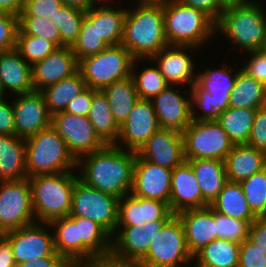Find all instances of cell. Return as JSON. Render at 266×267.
Returning a JSON list of instances; mask_svg holds the SVG:
<instances>
[{
    "instance_id": "cell-1",
    "label": "cell",
    "mask_w": 266,
    "mask_h": 267,
    "mask_svg": "<svg viewBox=\"0 0 266 267\" xmlns=\"http://www.w3.org/2000/svg\"><path fill=\"white\" fill-rule=\"evenodd\" d=\"M121 148L118 143L106 144L100 150L82 156L77 161V166L83 167L79 179L119 199L130 194L137 152Z\"/></svg>"
},
{
    "instance_id": "cell-2",
    "label": "cell",
    "mask_w": 266,
    "mask_h": 267,
    "mask_svg": "<svg viewBox=\"0 0 266 267\" xmlns=\"http://www.w3.org/2000/svg\"><path fill=\"white\" fill-rule=\"evenodd\" d=\"M124 18L122 45L134 59H151L168 46L164 32L163 2H138Z\"/></svg>"
},
{
    "instance_id": "cell-3",
    "label": "cell",
    "mask_w": 266,
    "mask_h": 267,
    "mask_svg": "<svg viewBox=\"0 0 266 267\" xmlns=\"http://www.w3.org/2000/svg\"><path fill=\"white\" fill-rule=\"evenodd\" d=\"M78 179L79 175L76 176L72 171L29 178L36 222L50 223L54 219L69 216L73 188Z\"/></svg>"
},
{
    "instance_id": "cell-4",
    "label": "cell",
    "mask_w": 266,
    "mask_h": 267,
    "mask_svg": "<svg viewBox=\"0 0 266 267\" xmlns=\"http://www.w3.org/2000/svg\"><path fill=\"white\" fill-rule=\"evenodd\" d=\"M25 149L28 178L68 172L77 166L65 141L52 125L26 138Z\"/></svg>"
},
{
    "instance_id": "cell-5",
    "label": "cell",
    "mask_w": 266,
    "mask_h": 267,
    "mask_svg": "<svg viewBox=\"0 0 266 267\" xmlns=\"http://www.w3.org/2000/svg\"><path fill=\"white\" fill-rule=\"evenodd\" d=\"M163 18L169 45L199 47L216 31V23L208 15L179 0L163 1Z\"/></svg>"
},
{
    "instance_id": "cell-6",
    "label": "cell",
    "mask_w": 266,
    "mask_h": 267,
    "mask_svg": "<svg viewBox=\"0 0 266 267\" xmlns=\"http://www.w3.org/2000/svg\"><path fill=\"white\" fill-rule=\"evenodd\" d=\"M256 1L226 7L215 30L225 34L243 51L262 50L266 39V13Z\"/></svg>"
},
{
    "instance_id": "cell-7",
    "label": "cell",
    "mask_w": 266,
    "mask_h": 267,
    "mask_svg": "<svg viewBox=\"0 0 266 267\" xmlns=\"http://www.w3.org/2000/svg\"><path fill=\"white\" fill-rule=\"evenodd\" d=\"M191 87L192 119L195 121L216 120L223 110L229 107L231 91L234 88L237 73L231 75L228 65L219 70L207 69L197 74ZM195 105V106H194ZM196 106L203 110L197 115Z\"/></svg>"
},
{
    "instance_id": "cell-8",
    "label": "cell",
    "mask_w": 266,
    "mask_h": 267,
    "mask_svg": "<svg viewBox=\"0 0 266 267\" xmlns=\"http://www.w3.org/2000/svg\"><path fill=\"white\" fill-rule=\"evenodd\" d=\"M133 61L130 51L122 44L108 46L98 54L80 60L78 71L87 87L102 90L130 77Z\"/></svg>"
},
{
    "instance_id": "cell-9",
    "label": "cell",
    "mask_w": 266,
    "mask_h": 267,
    "mask_svg": "<svg viewBox=\"0 0 266 267\" xmlns=\"http://www.w3.org/2000/svg\"><path fill=\"white\" fill-rule=\"evenodd\" d=\"M186 160L225 161L234 144L216 120H193L182 132Z\"/></svg>"
},
{
    "instance_id": "cell-10",
    "label": "cell",
    "mask_w": 266,
    "mask_h": 267,
    "mask_svg": "<svg viewBox=\"0 0 266 267\" xmlns=\"http://www.w3.org/2000/svg\"><path fill=\"white\" fill-rule=\"evenodd\" d=\"M119 198L86 185L78 179L72 195L70 216L88 218L102 226L112 237L118 220Z\"/></svg>"
},
{
    "instance_id": "cell-11",
    "label": "cell",
    "mask_w": 266,
    "mask_h": 267,
    "mask_svg": "<svg viewBox=\"0 0 266 267\" xmlns=\"http://www.w3.org/2000/svg\"><path fill=\"white\" fill-rule=\"evenodd\" d=\"M192 259L184 226L178 215L174 214L155 234L146 255L138 263L180 267L181 263L188 265Z\"/></svg>"
},
{
    "instance_id": "cell-12",
    "label": "cell",
    "mask_w": 266,
    "mask_h": 267,
    "mask_svg": "<svg viewBox=\"0 0 266 267\" xmlns=\"http://www.w3.org/2000/svg\"><path fill=\"white\" fill-rule=\"evenodd\" d=\"M0 185V234L36 222L29 178Z\"/></svg>"
},
{
    "instance_id": "cell-13",
    "label": "cell",
    "mask_w": 266,
    "mask_h": 267,
    "mask_svg": "<svg viewBox=\"0 0 266 267\" xmlns=\"http://www.w3.org/2000/svg\"><path fill=\"white\" fill-rule=\"evenodd\" d=\"M52 126L76 161L106 145L95 133L88 117L59 112L52 116Z\"/></svg>"
},
{
    "instance_id": "cell-14",
    "label": "cell",
    "mask_w": 266,
    "mask_h": 267,
    "mask_svg": "<svg viewBox=\"0 0 266 267\" xmlns=\"http://www.w3.org/2000/svg\"><path fill=\"white\" fill-rule=\"evenodd\" d=\"M34 222L22 228L8 231L4 235L10 240L11 250L17 266L44 256H60L54 247V234Z\"/></svg>"
},
{
    "instance_id": "cell-15",
    "label": "cell",
    "mask_w": 266,
    "mask_h": 267,
    "mask_svg": "<svg viewBox=\"0 0 266 267\" xmlns=\"http://www.w3.org/2000/svg\"><path fill=\"white\" fill-rule=\"evenodd\" d=\"M172 169L143 160L137 153L133 166L131 194L169 204Z\"/></svg>"
},
{
    "instance_id": "cell-16",
    "label": "cell",
    "mask_w": 266,
    "mask_h": 267,
    "mask_svg": "<svg viewBox=\"0 0 266 267\" xmlns=\"http://www.w3.org/2000/svg\"><path fill=\"white\" fill-rule=\"evenodd\" d=\"M14 100L12 107L17 137L26 139L52 125V115L40 91L19 94Z\"/></svg>"
},
{
    "instance_id": "cell-17",
    "label": "cell",
    "mask_w": 266,
    "mask_h": 267,
    "mask_svg": "<svg viewBox=\"0 0 266 267\" xmlns=\"http://www.w3.org/2000/svg\"><path fill=\"white\" fill-rule=\"evenodd\" d=\"M159 129L152 101L138 99L128 118L120 126L117 141L127 145L126 149L129 151L138 152Z\"/></svg>"
},
{
    "instance_id": "cell-18",
    "label": "cell",
    "mask_w": 266,
    "mask_h": 267,
    "mask_svg": "<svg viewBox=\"0 0 266 267\" xmlns=\"http://www.w3.org/2000/svg\"><path fill=\"white\" fill-rule=\"evenodd\" d=\"M168 220L144 223L142 226H122L115 229L117 235L111 239V253L121 259L139 262L147 253L151 240ZM121 229V231H118Z\"/></svg>"
},
{
    "instance_id": "cell-19",
    "label": "cell",
    "mask_w": 266,
    "mask_h": 267,
    "mask_svg": "<svg viewBox=\"0 0 266 267\" xmlns=\"http://www.w3.org/2000/svg\"><path fill=\"white\" fill-rule=\"evenodd\" d=\"M78 69L79 62L72 47H58L47 57L31 66L34 91H41L52 84L69 78L76 74Z\"/></svg>"
},
{
    "instance_id": "cell-20",
    "label": "cell",
    "mask_w": 266,
    "mask_h": 267,
    "mask_svg": "<svg viewBox=\"0 0 266 267\" xmlns=\"http://www.w3.org/2000/svg\"><path fill=\"white\" fill-rule=\"evenodd\" d=\"M137 154L143 160L173 169L186 161L182 133L160 128L147 140Z\"/></svg>"
},
{
    "instance_id": "cell-21",
    "label": "cell",
    "mask_w": 266,
    "mask_h": 267,
    "mask_svg": "<svg viewBox=\"0 0 266 267\" xmlns=\"http://www.w3.org/2000/svg\"><path fill=\"white\" fill-rule=\"evenodd\" d=\"M41 224L55 228L53 233L55 251L70 266H81L96 256L79 238L77 216L69 215Z\"/></svg>"
},
{
    "instance_id": "cell-22",
    "label": "cell",
    "mask_w": 266,
    "mask_h": 267,
    "mask_svg": "<svg viewBox=\"0 0 266 267\" xmlns=\"http://www.w3.org/2000/svg\"><path fill=\"white\" fill-rule=\"evenodd\" d=\"M168 85L151 101L162 129H171L182 133L193 121L192 98L187 99Z\"/></svg>"
},
{
    "instance_id": "cell-23",
    "label": "cell",
    "mask_w": 266,
    "mask_h": 267,
    "mask_svg": "<svg viewBox=\"0 0 266 267\" xmlns=\"http://www.w3.org/2000/svg\"><path fill=\"white\" fill-rule=\"evenodd\" d=\"M119 199L116 228L121 226H142L157 220H169L174 214L169 204L128 194Z\"/></svg>"
},
{
    "instance_id": "cell-24",
    "label": "cell",
    "mask_w": 266,
    "mask_h": 267,
    "mask_svg": "<svg viewBox=\"0 0 266 267\" xmlns=\"http://www.w3.org/2000/svg\"><path fill=\"white\" fill-rule=\"evenodd\" d=\"M210 204L203 198L192 167L185 161L172 169L169 206L173 214L201 209Z\"/></svg>"
},
{
    "instance_id": "cell-25",
    "label": "cell",
    "mask_w": 266,
    "mask_h": 267,
    "mask_svg": "<svg viewBox=\"0 0 266 267\" xmlns=\"http://www.w3.org/2000/svg\"><path fill=\"white\" fill-rule=\"evenodd\" d=\"M195 49L193 46L168 45L150 60L155 61L160 72L166 79L169 85H177L187 83L192 87L196 82L195 71L196 67L193 64L191 56L184 52L185 49Z\"/></svg>"
},
{
    "instance_id": "cell-26",
    "label": "cell",
    "mask_w": 266,
    "mask_h": 267,
    "mask_svg": "<svg viewBox=\"0 0 266 267\" xmlns=\"http://www.w3.org/2000/svg\"><path fill=\"white\" fill-rule=\"evenodd\" d=\"M177 215L184 226L187 247L192 256L216 239L214 209L210 205L185 210Z\"/></svg>"
},
{
    "instance_id": "cell-27",
    "label": "cell",
    "mask_w": 266,
    "mask_h": 267,
    "mask_svg": "<svg viewBox=\"0 0 266 267\" xmlns=\"http://www.w3.org/2000/svg\"><path fill=\"white\" fill-rule=\"evenodd\" d=\"M0 81L4 92L19 95L34 91L31 65L16 49L0 52Z\"/></svg>"
},
{
    "instance_id": "cell-28",
    "label": "cell",
    "mask_w": 266,
    "mask_h": 267,
    "mask_svg": "<svg viewBox=\"0 0 266 267\" xmlns=\"http://www.w3.org/2000/svg\"><path fill=\"white\" fill-rule=\"evenodd\" d=\"M227 179L241 182L266 168V153L247 144L234 145L225 159Z\"/></svg>"
},
{
    "instance_id": "cell-29",
    "label": "cell",
    "mask_w": 266,
    "mask_h": 267,
    "mask_svg": "<svg viewBox=\"0 0 266 267\" xmlns=\"http://www.w3.org/2000/svg\"><path fill=\"white\" fill-rule=\"evenodd\" d=\"M25 178V139L16 135H0V184Z\"/></svg>"
},
{
    "instance_id": "cell-30",
    "label": "cell",
    "mask_w": 266,
    "mask_h": 267,
    "mask_svg": "<svg viewBox=\"0 0 266 267\" xmlns=\"http://www.w3.org/2000/svg\"><path fill=\"white\" fill-rule=\"evenodd\" d=\"M192 167L203 198L211 204L228 181L225 161L216 159L186 160Z\"/></svg>"
},
{
    "instance_id": "cell-31",
    "label": "cell",
    "mask_w": 266,
    "mask_h": 267,
    "mask_svg": "<svg viewBox=\"0 0 266 267\" xmlns=\"http://www.w3.org/2000/svg\"><path fill=\"white\" fill-rule=\"evenodd\" d=\"M127 12L125 9H113L112 6H97L94 4L86 10V15L96 23L98 36L108 46H116L122 43L124 18Z\"/></svg>"
},
{
    "instance_id": "cell-32",
    "label": "cell",
    "mask_w": 266,
    "mask_h": 267,
    "mask_svg": "<svg viewBox=\"0 0 266 267\" xmlns=\"http://www.w3.org/2000/svg\"><path fill=\"white\" fill-rule=\"evenodd\" d=\"M266 106V85L248 76L241 69L237 71L234 88L231 91L229 107L257 110Z\"/></svg>"
},
{
    "instance_id": "cell-33",
    "label": "cell",
    "mask_w": 266,
    "mask_h": 267,
    "mask_svg": "<svg viewBox=\"0 0 266 267\" xmlns=\"http://www.w3.org/2000/svg\"><path fill=\"white\" fill-rule=\"evenodd\" d=\"M210 206L215 211L232 218L246 221H254L257 218L251 211L239 182L228 180Z\"/></svg>"
},
{
    "instance_id": "cell-34",
    "label": "cell",
    "mask_w": 266,
    "mask_h": 267,
    "mask_svg": "<svg viewBox=\"0 0 266 267\" xmlns=\"http://www.w3.org/2000/svg\"><path fill=\"white\" fill-rule=\"evenodd\" d=\"M88 119L105 144H117L120 126L114 120L108 99L102 90L94 93Z\"/></svg>"
},
{
    "instance_id": "cell-35",
    "label": "cell",
    "mask_w": 266,
    "mask_h": 267,
    "mask_svg": "<svg viewBox=\"0 0 266 267\" xmlns=\"http://www.w3.org/2000/svg\"><path fill=\"white\" fill-rule=\"evenodd\" d=\"M240 243L215 239L194 256L195 267H238Z\"/></svg>"
},
{
    "instance_id": "cell-36",
    "label": "cell",
    "mask_w": 266,
    "mask_h": 267,
    "mask_svg": "<svg viewBox=\"0 0 266 267\" xmlns=\"http://www.w3.org/2000/svg\"><path fill=\"white\" fill-rule=\"evenodd\" d=\"M86 83L78 71L73 76L52 84L40 92L44 96L49 113L64 112L68 104L78 96L85 88Z\"/></svg>"
},
{
    "instance_id": "cell-37",
    "label": "cell",
    "mask_w": 266,
    "mask_h": 267,
    "mask_svg": "<svg viewBox=\"0 0 266 267\" xmlns=\"http://www.w3.org/2000/svg\"><path fill=\"white\" fill-rule=\"evenodd\" d=\"M108 99L111 113L119 126L128 118L139 99L133 78L114 82L102 89Z\"/></svg>"
},
{
    "instance_id": "cell-38",
    "label": "cell",
    "mask_w": 266,
    "mask_h": 267,
    "mask_svg": "<svg viewBox=\"0 0 266 267\" xmlns=\"http://www.w3.org/2000/svg\"><path fill=\"white\" fill-rule=\"evenodd\" d=\"M256 110L228 107L216 121L221 125L234 145L247 144Z\"/></svg>"
},
{
    "instance_id": "cell-39",
    "label": "cell",
    "mask_w": 266,
    "mask_h": 267,
    "mask_svg": "<svg viewBox=\"0 0 266 267\" xmlns=\"http://www.w3.org/2000/svg\"><path fill=\"white\" fill-rule=\"evenodd\" d=\"M86 11L71 5H61L50 20L60 32V47L70 46L77 41Z\"/></svg>"
},
{
    "instance_id": "cell-40",
    "label": "cell",
    "mask_w": 266,
    "mask_h": 267,
    "mask_svg": "<svg viewBox=\"0 0 266 267\" xmlns=\"http://www.w3.org/2000/svg\"><path fill=\"white\" fill-rule=\"evenodd\" d=\"M78 232L81 241L96 255H107L111 253L112 236L98 223L78 217Z\"/></svg>"
},
{
    "instance_id": "cell-41",
    "label": "cell",
    "mask_w": 266,
    "mask_h": 267,
    "mask_svg": "<svg viewBox=\"0 0 266 267\" xmlns=\"http://www.w3.org/2000/svg\"><path fill=\"white\" fill-rule=\"evenodd\" d=\"M137 60L134 59L131 69V77L134 80L137 96L139 99L152 100L161 91H163L169 84L157 67L144 68L140 73L134 71ZM135 72V73H134Z\"/></svg>"
},
{
    "instance_id": "cell-42",
    "label": "cell",
    "mask_w": 266,
    "mask_h": 267,
    "mask_svg": "<svg viewBox=\"0 0 266 267\" xmlns=\"http://www.w3.org/2000/svg\"><path fill=\"white\" fill-rule=\"evenodd\" d=\"M108 45L96 32V23L85 15L77 41L72 45L77 61L98 54Z\"/></svg>"
},
{
    "instance_id": "cell-43",
    "label": "cell",
    "mask_w": 266,
    "mask_h": 267,
    "mask_svg": "<svg viewBox=\"0 0 266 267\" xmlns=\"http://www.w3.org/2000/svg\"><path fill=\"white\" fill-rule=\"evenodd\" d=\"M57 48L50 40L26 35L20 29L18 30L15 49L31 66L47 57Z\"/></svg>"
},
{
    "instance_id": "cell-44",
    "label": "cell",
    "mask_w": 266,
    "mask_h": 267,
    "mask_svg": "<svg viewBox=\"0 0 266 267\" xmlns=\"http://www.w3.org/2000/svg\"><path fill=\"white\" fill-rule=\"evenodd\" d=\"M251 211L257 217H265L266 168L240 182Z\"/></svg>"
},
{
    "instance_id": "cell-45",
    "label": "cell",
    "mask_w": 266,
    "mask_h": 267,
    "mask_svg": "<svg viewBox=\"0 0 266 267\" xmlns=\"http://www.w3.org/2000/svg\"><path fill=\"white\" fill-rule=\"evenodd\" d=\"M214 220L216 239H225L240 244L248 238L250 225L253 222L232 218L215 210Z\"/></svg>"
},
{
    "instance_id": "cell-46",
    "label": "cell",
    "mask_w": 266,
    "mask_h": 267,
    "mask_svg": "<svg viewBox=\"0 0 266 267\" xmlns=\"http://www.w3.org/2000/svg\"><path fill=\"white\" fill-rule=\"evenodd\" d=\"M19 29L26 35L43 37L60 47V32L50 20L37 16H18Z\"/></svg>"
},
{
    "instance_id": "cell-47",
    "label": "cell",
    "mask_w": 266,
    "mask_h": 267,
    "mask_svg": "<svg viewBox=\"0 0 266 267\" xmlns=\"http://www.w3.org/2000/svg\"><path fill=\"white\" fill-rule=\"evenodd\" d=\"M18 30L19 17L0 11V52L16 48Z\"/></svg>"
},
{
    "instance_id": "cell-48",
    "label": "cell",
    "mask_w": 266,
    "mask_h": 267,
    "mask_svg": "<svg viewBox=\"0 0 266 267\" xmlns=\"http://www.w3.org/2000/svg\"><path fill=\"white\" fill-rule=\"evenodd\" d=\"M62 4L61 0H25L19 16H37L46 19L53 18Z\"/></svg>"
},
{
    "instance_id": "cell-49",
    "label": "cell",
    "mask_w": 266,
    "mask_h": 267,
    "mask_svg": "<svg viewBox=\"0 0 266 267\" xmlns=\"http://www.w3.org/2000/svg\"><path fill=\"white\" fill-rule=\"evenodd\" d=\"M266 252L253 244L248 238L240 244L238 267H265Z\"/></svg>"
},
{
    "instance_id": "cell-50",
    "label": "cell",
    "mask_w": 266,
    "mask_h": 267,
    "mask_svg": "<svg viewBox=\"0 0 266 267\" xmlns=\"http://www.w3.org/2000/svg\"><path fill=\"white\" fill-rule=\"evenodd\" d=\"M247 145L266 153V106L256 110Z\"/></svg>"
},
{
    "instance_id": "cell-51",
    "label": "cell",
    "mask_w": 266,
    "mask_h": 267,
    "mask_svg": "<svg viewBox=\"0 0 266 267\" xmlns=\"http://www.w3.org/2000/svg\"><path fill=\"white\" fill-rule=\"evenodd\" d=\"M250 60L241 70L266 85V52L263 50L249 51Z\"/></svg>"
},
{
    "instance_id": "cell-52",
    "label": "cell",
    "mask_w": 266,
    "mask_h": 267,
    "mask_svg": "<svg viewBox=\"0 0 266 267\" xmlns=\"http://www.w3.org/2000/svg\"><path fill=\"white\" fill-rule=\"evenodd\" d=\"M96 91V89L86 87L68 104L64 112L88 117L93 96Z\"/></svg>"
},
{
    "instance_id": "cell-53",
    "label": "cell",
    "mask_w": 266,
    "mask_h": 267,
    "mask_svg": "<svg viewBox=\"0 0 266 267\" xmlns=\"http://www.w3.org/2000/svg\"><path fill=\"white\" fill-rule=\"evenodd\" d=\"M186 6L193 7L203 11L208 15L215 23L219 20L220 16L225 10V6L220 0H179Z\"/></svg>"
},
{
    "instance_id": "cell-54",
    "label": "cell",
    "mask_w": 266,
    "mask_h": 267,
    "mask_svg": "<svg viewBox=\"0 0 266 267\" xmlns=\"http://www.w3.org/2000/svg\"><path fill=\"white\" fill-rule=\"evenodd\" d=\"M80 267H139V263L118 258L110 253L95 256L90 261L83 263Z\"/></svg>"
},
{
    "instance_id": "cell-55",
    "label": "cell",
    "mask_w": 266,
    "mask_h": 267,
    "mask_svg": "<svg viewBox=\"0 0 266 267\" xmlns=\"http://www.w3.org/2000/svg\"><path fill=\"white\" fill-rule=\"evenodd\" d=\"M0 135H15V121L12 103L0 100Z\"/></svg>"
},
{
    "instance_id": "cell-56",
    "label": "cell",
    "mask_w": 266,
    "mask_h": 267,
    "mask_svg": "<svg viewBox=\"0 0 266 267\" xmlns=\"http://www.w3.org/2000/svg\"><path fill=\"white\" fill-rule=\"evenodd\" d=\"M248 239L266 252V217H257L251 223Z\"/></svg>"
},
{
    "instance_id": "cell-57",
    "label": "cell",
    "mask_w": 266,
    "mask_h": 267,
    "mask_svg": "<svg viewBox=\"0 0 266 267\" xmlns=\"http://www.w3.org/2000/svg\"><path fill=\"white\" fill-rule=\"evenodd\" d=\"M18 267H71L61 256H44L29 260Z\"/></svg>"
},
{
    "instance_id": "cell-58",
    "label": "cell",
    "mask_w": 266,
    "mask_h": 267,
    "mask_svg": "<svg viewBox=\"0 0 266 267\" xmlns=\"http://www.w3.org/2000/svg\"><path fill=\"white\" fill-rule=\"evenodd\" d=\"M0 267H18L11 250L10 240L0 234Z\"/></svg>"
},
{
    "instance_id": "cell-59",
    "label": "cell",
    "mask_w": 266,
    "mask_h": 267,
    "mask_svg": "<svg viewBox=\"0 0 266 267\" xmlns=\"http://www.w3.org/2000/svg\"><path fill=\"white\" fill-rule=\"evenodd\" d=\"M25 0H0V11L19 16Z\"/></svg>"
},
{
    "instance_id": "cell-60",
    "label": "cell",
    "mask_w": 266,
    "mask_h": 267,
    "mask_svg": "<svg viewBox=\"0 0 266 267\" xmlns=\"http://www.w3.org/2000/svg\"><path fill=\"white\" fill-rule=\"evenodd\" d=\"M62 4L71 5L83 10L89 9L94 4H97V0H61Z\"/></svg>"
},
{
    "instance_id": "cell-61",
    "label": "cell",
    "mask_w": 266,
    "mask_h": 267,
    "mask_svg": "<svg viewBox=\"0 0 266 267\" xmlns=\"http://www.w3.org/2000/svg\"><path fill=\"white\" fill-rule=\"evenodd\" d=\"M220 1L225 7H229L232 5H243L245 3L250 2V0H220Z\"/></svg>"
},
{
    "instance_id": "cell-62",
    "label": "cell",
    "mask_w": 266,
    "mask_h": 267,
    "mask_svg": "<svg viewBox=\"0 0 266 267\" xmlns=\"http://www.w3.org/2000/svg\"><path fill=\"white\" fill-rule=\"evenodd\" d=\"M139 267H168V266H160V265H154L150 263H139Z\"/></svg>"
},
{
    "instance_id": "cell-63",
    "label": "cell",
    "mask_w": 266,
    "mask_h": 267,
    "mask_svg": "<svg viewBox=\"0 0 266 267\" xmlns=\"http://www.w3.org/2000/svg\"><path fill=\"white\" fill-rule=\"evenodd\" d=\"M5 92H4V90H3V87H2V85H1V81H0V100H2L3 98H4V94Z\"/></svg>"
},
{
    "instance_id": "cell-64",
    "label": "cell",
    "mask_w": 266,
    "mask_h": 267,
    "mask_svg": "<svg viewBox=\"0 0 266 267\" xmlns=\"http://www.w3.org/2000/svg\"><path fill=\"white\" fill-rule=\"evenodd\" d=\"M140 3H144V2H163L164 0H139Z\"/></svg>"
},
{
    "instance_id": "cell-65",
    "label": "cell",
    "mask_w": 266,
    "mask_h": 267,
    "mask_svg": "<svg viewBox=\"0 0 266 267\" xmlns=\"http://www.w3.org/2000/svg\"><path fill=\"white\" fill-rule=\"evenodd\" d=\"M264 52H266V39H265V44L263 46V49H262Z\"/></svg>"
},
{
    "instance_id": "cell-66",
    "label": "cell",
    "mask_w": 266,
    "mask_h": 267,
    "mask_svg": "<svg viewBox=\"0 0 266 267\" xmlns=\"http://www.w3.org/2000/svg\"><path fill=\"white\" fill-rule=\"evenodd\" d=\"M265 217H266V201H265Z\"/></svg>"
}]
</instances>
